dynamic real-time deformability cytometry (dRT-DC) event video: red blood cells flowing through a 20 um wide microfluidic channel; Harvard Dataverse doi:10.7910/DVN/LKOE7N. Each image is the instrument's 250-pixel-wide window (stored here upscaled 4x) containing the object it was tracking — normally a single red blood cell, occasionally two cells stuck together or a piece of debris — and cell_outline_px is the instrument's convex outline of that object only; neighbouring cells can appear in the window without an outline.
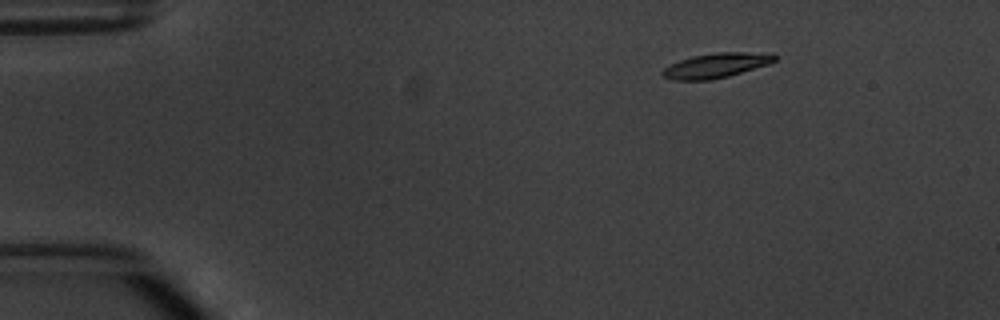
{"species": "common noctule bat (a hibernating species)", "species_latin": "Nyctalus noctula", "temperature_condition": "warm", "stored_images_in_passage": 4, "camera_frame_rate_fps": 3000, "um_per_image_px": 0.085, "animal": {"sex": "male", "body_mass_g": 20.1, "forearm_length_mm": 53.5}, "frame": {"image": 1, "passage_image": 1, "time_ms": 0.0, "image_size_px": [1000, 320], "cell_outline_px": [[776, 60], [768, 64], [728, 76], [712, 80], [672, 80], [664, 76], [660, 72], [664, 68], [680, 60], [692, 56], [716, 52], [772, 52], [776, 56]], "centroid_in_image_um": [60.89, 5.55], "position_along_channel_um": 24.1, "area_um2": 16.18}}
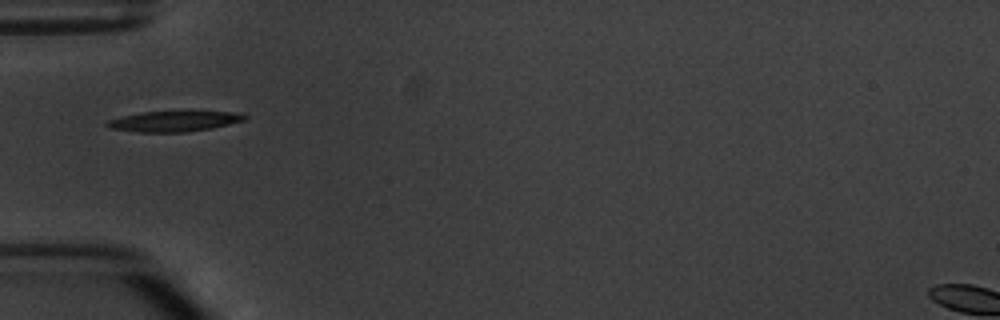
{"frame": {"image": 2, "passage_image": 4, "time_ms": 3.333, "image_size_px": [1000, 320], "cell_outline_px": [[248, 116], [244, 120], [212, 128], [184, 132], [136, 132], [112, 128], [104, 124], [108, 120], [124, 116], [144, 112], [244, 112]], "centroid_in_image_um": [14.83, 10.31], "position_along_channel_um": 70.2, "area_um2": 16.13}}